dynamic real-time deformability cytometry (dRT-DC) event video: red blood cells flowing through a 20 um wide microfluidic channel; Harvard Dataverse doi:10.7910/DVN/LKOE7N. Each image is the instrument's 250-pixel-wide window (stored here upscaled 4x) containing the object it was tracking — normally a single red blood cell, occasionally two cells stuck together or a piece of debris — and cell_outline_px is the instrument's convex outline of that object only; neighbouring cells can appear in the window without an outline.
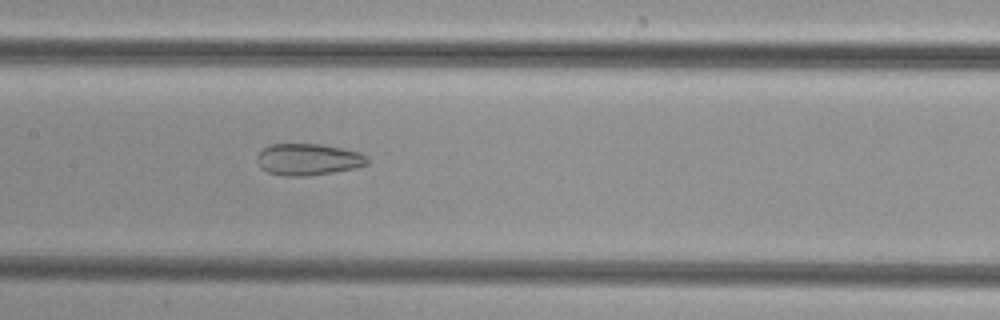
{"species": "common noctule bat (a hibernating species)", "species_latin": "Nyctalus noctula", "temperature_condition": "cold", "stored_images_in_passage": 46, "camera_frame_rate_fps": 3000, "um_per_image_px": 0.085, "animal": {"sex": "female", "body_mass_g": 29.2, "forearm_length_mm": 56.3}, "frame": {"image": 1, "passage_image": 21, "time_ms": 6.667, "image_size_px": [1000, 320], "cell_outline_px": [[368, 164], [356, 168], [308, 176], [280, 176], [268, 172], [260, 168], [256, 160], [256, 156], [268, 144], [320, 144], [360, 152], [368, 156]], "centroid_in_image_um": [26.18, 13.56], "position_along_channel_um": 181.2, "area_um2": 20.52}}
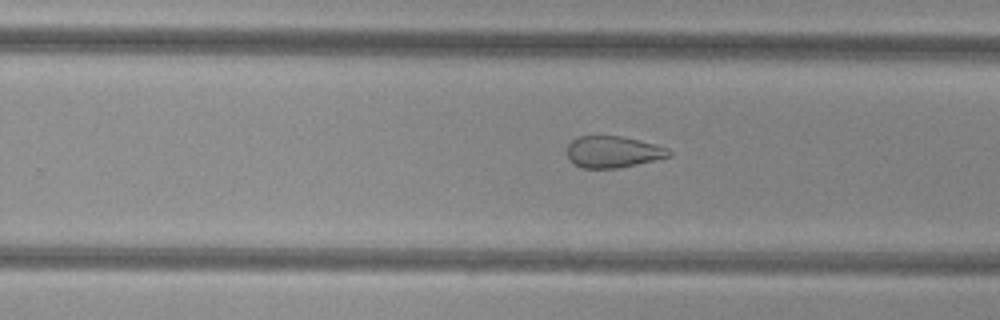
{"frame": {"image": 2, "passage_image": 28, "time_ms": 9.0, "image_size_px": [1000, 320], "cell_outline_px": [[672, 156], [656, 160], [620, 168], [580, 168], [572, 164], [568, 160], [568, 144], [572, 140], [580, 136], [620, 136], [656, 144], [668, 148], [672, 152]], "centroid_in_image_um": [52.11, 12.92], "position_along_channel_um": 277.7, "area_um2": 18.96}}
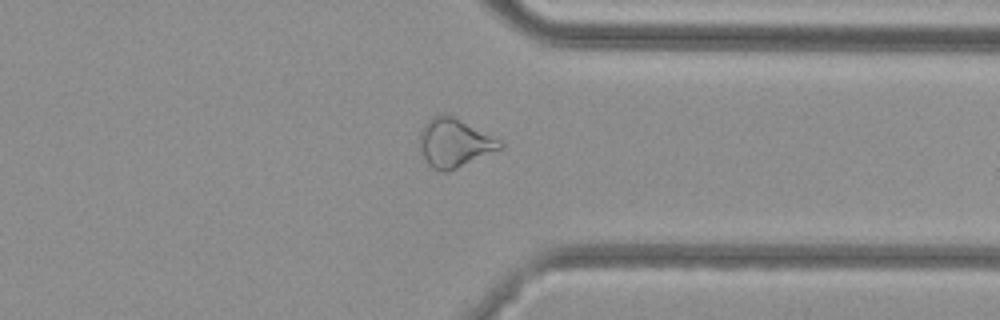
{"frame": {"image": 3, "passage_image": 35, "time_ms": 11.333, "image_size_px": [1000, 320], "cell_outline_px": [[504, 148], [448, 172], [440, 172], [432, 168], [428, 164], [420, 152], [420, 132], [424, 124], [432, 116], [444, 112], [500, 140], [504, 144]], "centroid_in_image_um": [38.61, 12.16], "position_along_channel_um": 372.8, "area_um2": 22.83}}